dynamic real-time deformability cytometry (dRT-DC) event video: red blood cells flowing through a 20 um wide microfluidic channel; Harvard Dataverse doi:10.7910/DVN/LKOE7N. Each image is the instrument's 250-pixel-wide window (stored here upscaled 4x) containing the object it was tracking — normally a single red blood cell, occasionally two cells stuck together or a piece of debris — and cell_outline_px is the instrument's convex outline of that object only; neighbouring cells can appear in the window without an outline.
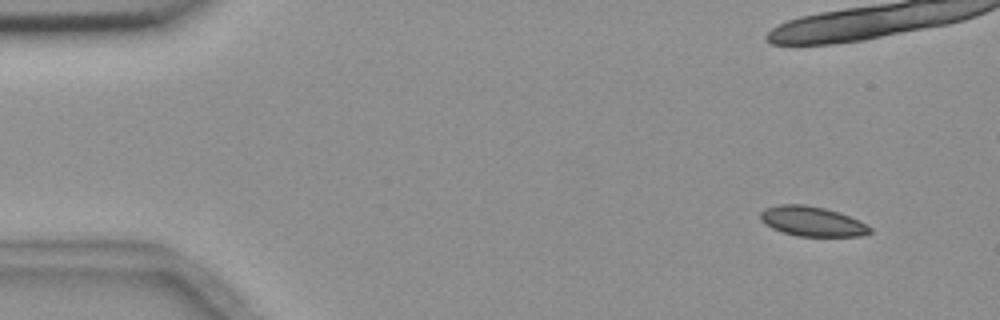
{"species": "common noctule bat (a hibernating species)", "species_latin": "Nyctalus noctula", "temperature_condition": "room temperature", "stored_images_in_passage": 5, "camera_frame_rate_fps": 3000, "um_per_image_px": 0.085, "animal": {"sex": "female", "body_mass_g": 18.4}, "frame": {"image": 1, "passage_image": 2, "time_ms": 1.0, "image_size_px": [1000, 320], "cell_outline_px": [[872, 232], [860, 236], [796, 236], [772, 228], [764, 224], [760, 220], [760, 212], [764, 208], [780, 204], [804, 204], [824, 208], [860, 220], [872, 228]], "centroid_in_image_um": [69.01, 18.81], "position_along_channel_um": 16.0, "area_um2": 19.02}}